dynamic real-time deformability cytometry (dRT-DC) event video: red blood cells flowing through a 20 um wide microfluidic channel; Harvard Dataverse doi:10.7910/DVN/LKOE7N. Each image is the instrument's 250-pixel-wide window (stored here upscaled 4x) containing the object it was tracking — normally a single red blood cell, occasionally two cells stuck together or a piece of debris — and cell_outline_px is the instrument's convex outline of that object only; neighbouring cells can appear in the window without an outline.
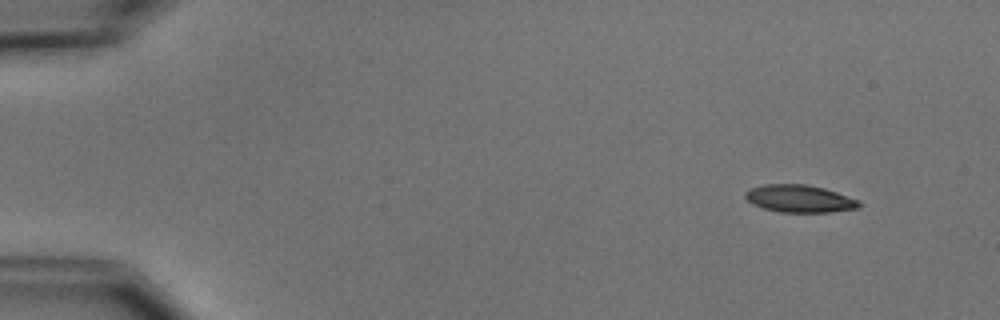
{"species": "common noctule bat (a hibernating species)", "species_latin": "Nyctalus noctula", "temperature_condition": "cold", "stored_images_in_passage": 5, "camera_frame_rate_fps": 3000, "um_per_image_px": 0.085, "animal": {"sex": "male", "body_mass_g": 15.6}, "frame": {"image": 1, "passage_image": 1, "time_ms": 0.0, "image_size_px": [1000, 320], "cell_outline_px": [[860, 208], [828, 212], [780, 212], [764, 208], [752, 204], [744, 196], [744, 192], [752, 188], [764, 184], [804, 184], [824, 188], [860, 200]], "centroid_in_image_um": [67.96, 16.88], "position_along_channel_um": 17.0, "area_um2": 18.15}}